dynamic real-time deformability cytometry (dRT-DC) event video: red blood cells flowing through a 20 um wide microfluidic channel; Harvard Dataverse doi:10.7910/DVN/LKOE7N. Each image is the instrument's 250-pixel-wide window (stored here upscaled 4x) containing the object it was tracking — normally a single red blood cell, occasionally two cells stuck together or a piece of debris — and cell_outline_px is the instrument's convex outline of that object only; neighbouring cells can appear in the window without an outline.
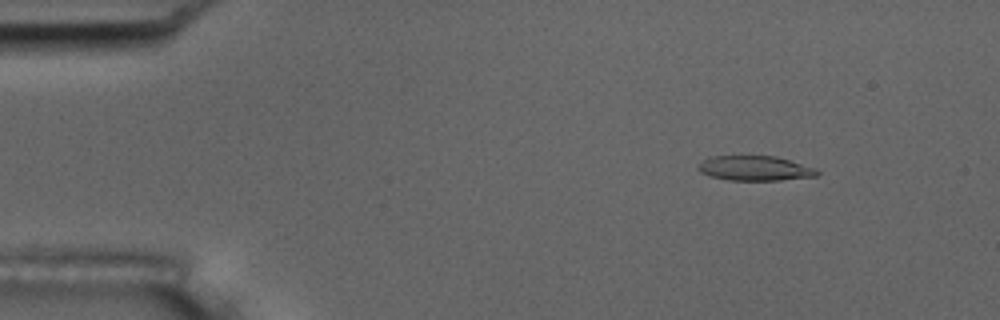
{"species": "common noctule bat (a hibernating species)", "species_latin": "Nyctalus noctula", "temperature_condition": "room temperature", "stored_images_in_passage": 56, "camera_frame_rate_fps": 3000, "um_per_image_px": 0.085, "animal": {"sex": "male", "body_mass_g": 17.5, "forearm_length_mm": 52.3}, "frame": {"image": 1, "passage_image": 7, "time_ms": 2.0, "image_size_px": [1000, 320], "cell_outline_px": [[820, 172], [816, 176], [780, 180], [728, 180], [708, 176], [700, 172], [696, 168], [708, 156], [776, 156], [816, 168]], "centroid_in_image_um": [64.15, 14.3], "position_along_channel_um": 20.9, "area_um2": 17.22}}
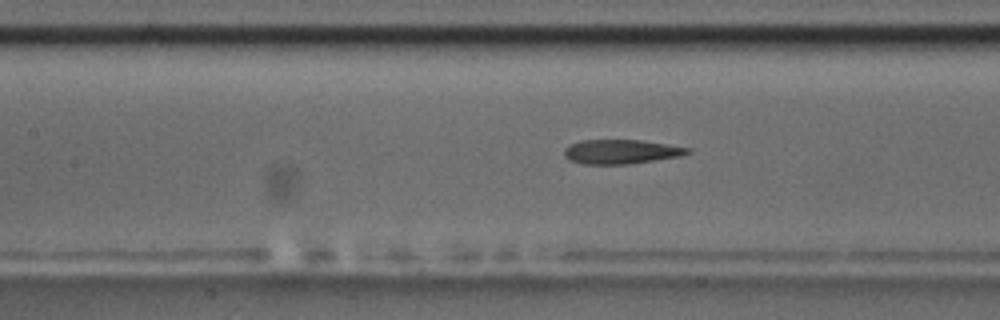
{"frame": {"image": 2, "passage_image": 25, "time_ms": 8.0, "image_size_px": [1000, 320], "cell_outline_px": [[692, 152], [680, 156], [628, 164], [584, 164], [568, 160], [564, 156], [564, 148], [580, 140], [640, 140], [692, 148]], "centroid_in_image_um": [52.78, 12.89], "position_along_channel_um": 154.6, "area_um2": 17.46}}
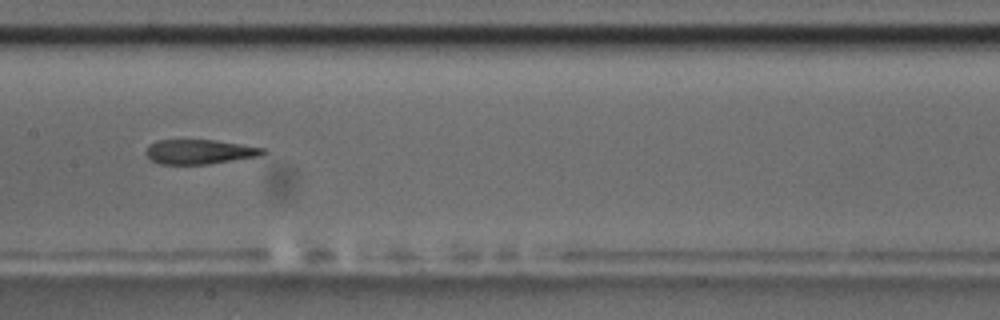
{"frame": {"image": 3, "passage_image": 28, "time_ms": 9.0, "image_size_px": [1000, 320], "cell_outline_px": [[268, 152], [260, 156], [208, 164], [160, 164], [152, 160], [144, 152], [148, 144], [156, 140], [216, 140], [264, 148]], "centroid_in_image_um": [16.95, 12.9], "position_along_channel_um": 190.5, "area_um2": 16.82}, "authors_computed_cell_mechanics": {"area_um2": 18.2648, "velocity_mm_per_s": 3.6202, "shape_relaxation_time_tau1_ms": null, "shape_relaxation_time_tau2_ms": 3.5956, "deformation_change_tau1": null, "deformation_change_tau2": 0.1231}}